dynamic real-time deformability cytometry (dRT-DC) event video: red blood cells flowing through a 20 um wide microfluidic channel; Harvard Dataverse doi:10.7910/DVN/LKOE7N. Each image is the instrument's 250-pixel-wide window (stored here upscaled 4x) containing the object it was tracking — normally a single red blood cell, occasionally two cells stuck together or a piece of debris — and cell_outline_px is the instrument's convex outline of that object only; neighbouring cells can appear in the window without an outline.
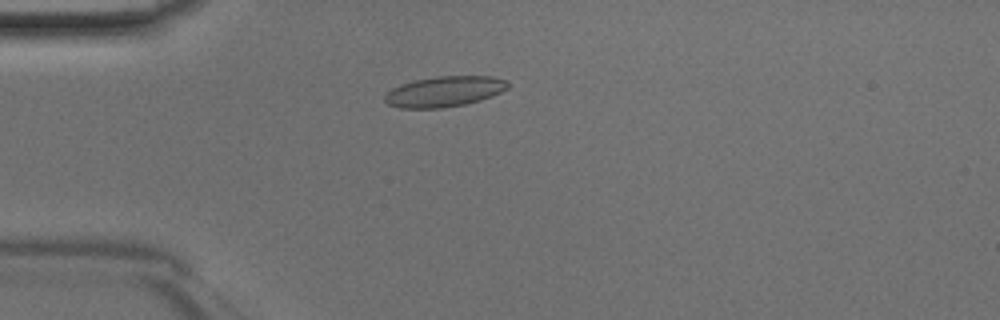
{"species": "Egyptian fruit bat (a non-hibernating species)", "species_latin": "Rousettus aegyptiacus", "temperature_condition": "room temperature", "stored_images_in_passage": 46, "camera_frame_rate_fps": 3000, "um_per_image_px": 0.085, "animal": {"sex": "male"}, "frame": {"image": 1, "passage_image": 12, "time_ms": 3.667, "image_size_px": [1000, 320], "cell_outline_px": [[508, 88], [492, 96], [480, 100], [464, 104], [440, 108], [400, 108], [388, 104], [384, 100], [384, 96], [392, 88], [400, 84], [416, 80], [436, 76], [492, 76], [504, 80], [508, 84]], "centroid_in_image_um": [37.75, 7.78], "position_along_channel_um": 47.3, "area_um2": 21.73}}
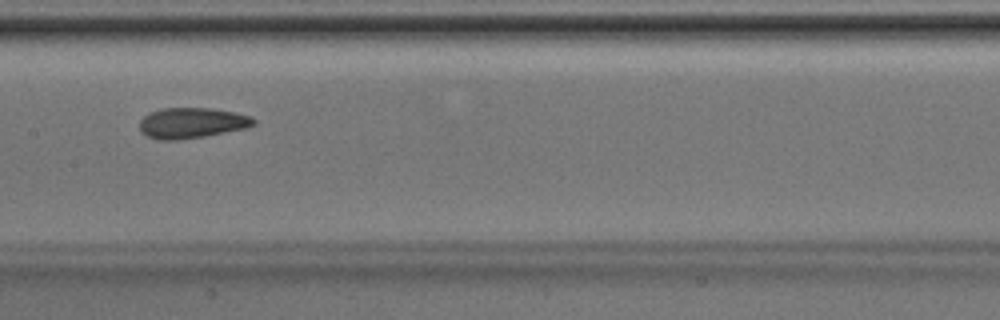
{"frame": {"image": 2, "passage_image": 23, "time_ms": 7.333, "image_size_px": [1000, 320], "cell_outline_px": [[256, 120], [252, 124], [244, 128], [204, 136], [176, 140], [156, 140], [140, 132], [140, 120], [144, 116], [160, 108], [212, 108], [236, 112], [252, 116]], "centroid_in_image_um": [16.27, 10.44], "position_along_channel_um": 191.1, "area_um2": 20.23}}
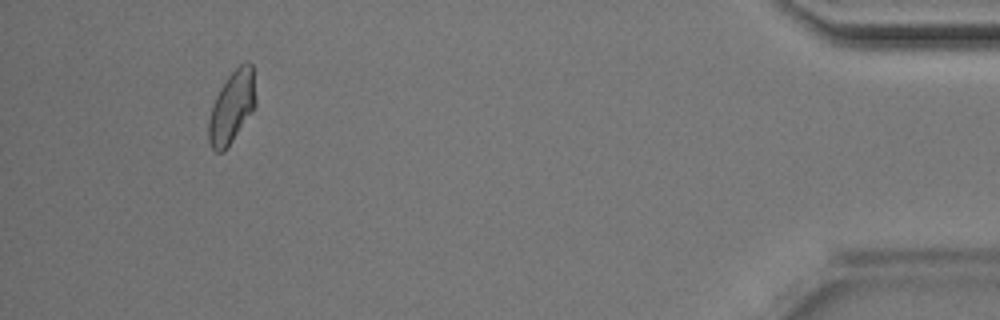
{"frame": {"image": 3, "passage_image": 43, "time_ms": 14.0, "image_size_px": [1000, 320], "cell_outline_px": [[256, 104], [252, 112], [224, 152], [216, 152], [212, 148], [208, 140], [208, 120], [216, 96], [220, 88], [228, 76], [240, 64], [248, 60], [252, 64], [256, 100]], "centroid_in_image_um": [19.71, 9.1], "position_along_channel_um": 415.5, "area_um2": 19.65}}